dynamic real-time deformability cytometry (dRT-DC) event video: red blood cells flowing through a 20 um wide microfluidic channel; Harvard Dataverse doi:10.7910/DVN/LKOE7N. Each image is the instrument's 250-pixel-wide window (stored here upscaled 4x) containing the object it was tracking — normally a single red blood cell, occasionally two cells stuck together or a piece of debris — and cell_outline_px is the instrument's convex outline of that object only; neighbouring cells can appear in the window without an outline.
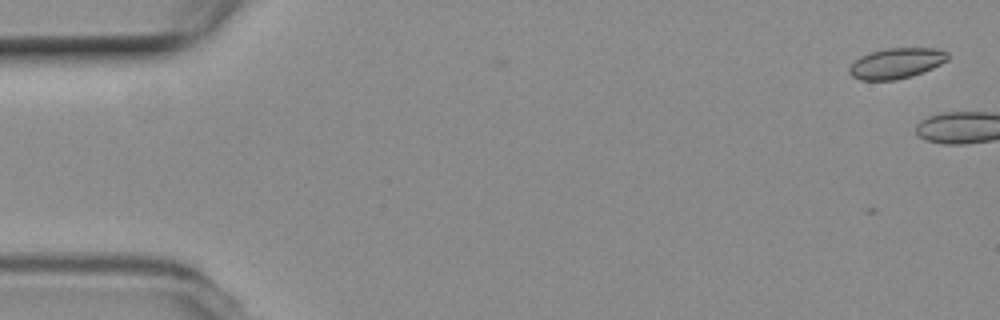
{"species": "common noctule bat (a hibernating species)", "species_latin": "Nyctalus noctula", "temperature_condition": "room temperature", "stored_images_in_passage": 3, "camera_frame_rate_fps": 3000, "um_per_image_px": 0.085, "animal": {"sex": "female", "body_mass_g": 19.3, "forearm_length_mm": 54.1}, "frame": {"image": 1, "passage_image": 1, "time_ms": 0.0, "image_size_px": [1000, 320], "cell_outline_px": [[948, 60], [932, 68], [912, 76], [896, 80], [860, 80], [852, 76], [848, 72], [848, 68], [860, 56], [872, 52], [888, 48], [936, 48], [948, 52]], "centroid_in_image_um": [76.19, 5.38], "position_along_channel_um": 8.8, "area_um2": 17.46}}